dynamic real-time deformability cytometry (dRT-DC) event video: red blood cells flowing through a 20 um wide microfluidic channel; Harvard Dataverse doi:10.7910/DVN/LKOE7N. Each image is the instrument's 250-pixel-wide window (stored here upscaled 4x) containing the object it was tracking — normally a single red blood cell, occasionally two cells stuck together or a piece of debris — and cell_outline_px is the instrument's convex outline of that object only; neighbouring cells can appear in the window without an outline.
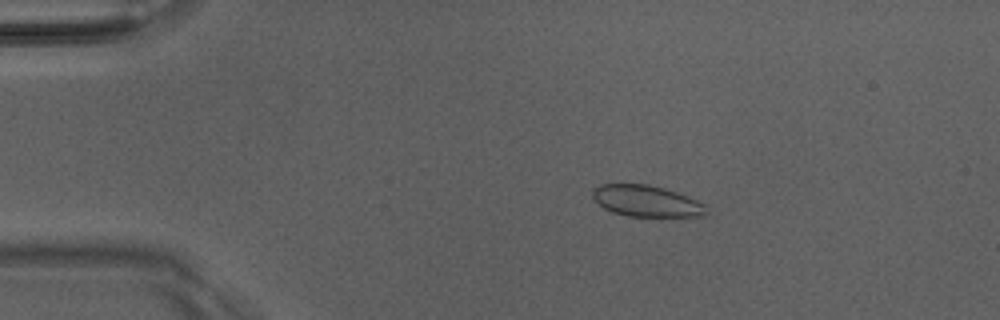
{"species": "Egyptian fruit bat (a non-hibernating species)", "species_latin": "Rousettus aegyptiacus", "temperature_condition": "room temperature", "stored_images_in_passage": 50, "camera_frame_rate_fps": 3000, "um_per_image_px": 0.085, "animal": {"sex": "male"}, "frame": {"image": 1, "passage_image": 9, "time_ms": 2.667, "image_size_px": [1000, 320], "cell_outline_px": [[708, 212], [704, 216], [628, 216], [612, 212], [604, 208], [592, 196], [592, 188], [600, 184], [648, 184], [664, 188], [688, 196], [704, 204]], "centroid_in_image_um": [54.94, 17.08], "position_along_channel_um": 30.1, "area_um2": 20.69}}
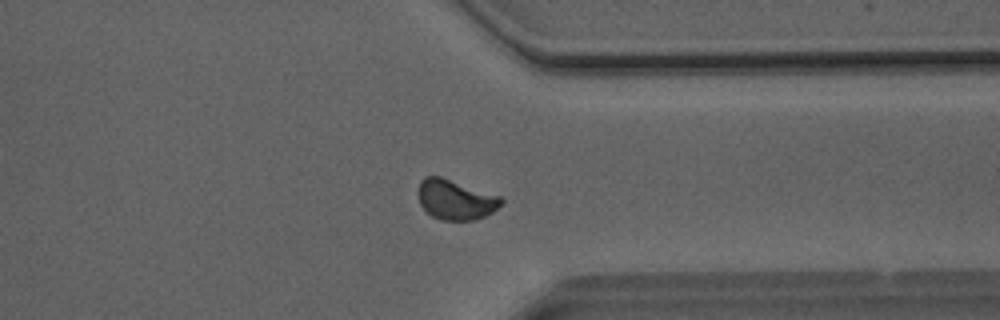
{"frame": {"image": 2, "passage_image": 39, "time_ms": 12.667, "image_size_px": [1000, 320], "cell_outline_px": [[504, 200], [492, 212], [484, 216], [472, 220], [440, 220], [424, 212], [420, 204], [416, 192], [420, 180], [424, 176], [440, 176], [500, 196]], "centroid_in_image_um": [38.64, 16.96], "position_along_channel_um": 372.8, "area_um2": 19.48}}
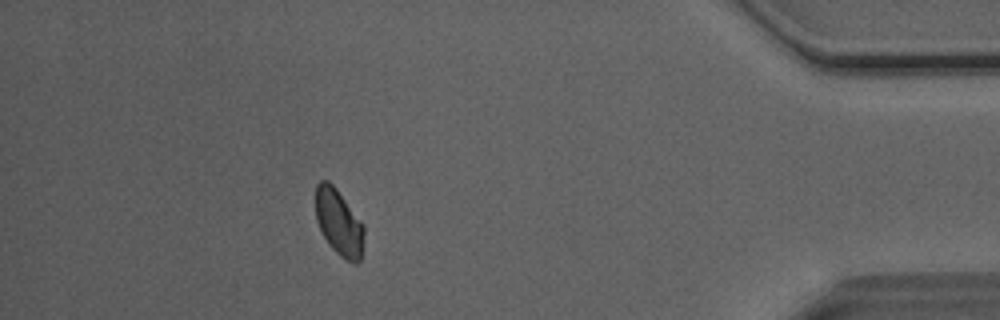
{"frame": {"image": 3, "passage_image": 45, "time_ms": 14.667, "image_size_px": [1000, 320], "cell_outline_px": [[364, 232], [360, 260], [356, 264], [352, 264], [340, 256], [328, 244], [316, 220], [316, 184], [320, 180], [328, 180], [336, 188], [364, 224]], "centroid_in_image_um": [28.81, 18.91], "position_along_channel_um": 406.4, "area_um2": 18.67}, "authors_computed_cell_mechanics": {"area_um2": 19.7098, "velocity_mm_per_s": 4.0397, "shape_relaxation_time_tau1_ms": 6.2857, "shape_relaxation_time_tau2_ms": null, "deformation_change_tau1": 0.0814, "deformation_change_tau2": null}}